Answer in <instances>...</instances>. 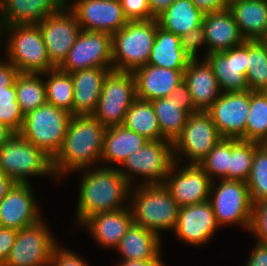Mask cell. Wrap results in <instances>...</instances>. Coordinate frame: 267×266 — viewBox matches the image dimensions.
Listing matches in <instances>:
<instances>
[{"instance_id":"30","label":"cell","mask_w":267,"mask_h":266,"mask_svg":"<svg viewBox=\"0 0 267 266\" xmlns=\"http://www.w3.org/2000/svg\"><path fill=\"white\" fill-rule=\"evenodd\" d=\"M203 17L204 14L191 0H175L156 19L159 27L181 36L202 26Z\"/></svg>"},{"instance_id":"5","label":"cell","mask_w":267,"mask_h":266,"mask_svg":"<svg viewBox=\"0 0 267 266\" xmlns=\"http://www.w3.org/2000/svg\"><path fill=\"white\" fill-rule=\"evenodd\" d=\"M72 115L51 104H44L24 116L19 134L52 160L61 150Z\"/></svg>"},{"instance_id":"18","label":"cell","mask_w":267,"mask_h":266,"mask_svg":"<svg viewBox=\"0 0 267 266\" xmlns=\"http://www.w3.org/2000/svg\"><path fill=\"white\" fill-rule=\"evenodd\" d=\"M176 168L177 163L174 161L163 185L179 207L208 201L212 181L204 170L197 164H186L175 174Z\"/></svg>"},{"instance_id":"13","label":"cell","mask_w":267,"mask_h":266,"mask_svg":"<svg viewBox=\"0 0 267 266\" xmlns=\"http://www.w3.org/2000/svg\"><path fill=\"white\" fill-rule=\"evenodd\" d=\"M90 68H113L111 34L81 30L59 67L67 73Z\"/></svg>"},{"instance_id":"35","label":"cell","mask_w":267,"mask_h":266,"mask_svg":"<svg viewBox=\"0 0 267 266\" xmlns=\"http://www.w3.org/2000/svg\"><path fill=\"white\" fill-rule=\"evenodd\" d=\"M248 90L267 92V44L264 40H248Z\"/></svg>"},{"instance_id":"4","label":"cell","mask_w":267,"mask_h":266,"mask_svg":"<svg viewBox=\"0 0 267 266\" xmlns=\"http://www.w3.org/2000/svg\"><path fill=\"white\" fill-rule=\"evenodd\" d=\"M157 19L128 21L112 35L113 69L134 72L148 64L158 27Z\"/></svg>"},{"instance_id":"33","label":"cell","mask_w":267,"mask_h":266,"mask_svg":"<svg viewBox=\"0 0 267 266\" xmlns=\"http://www.w3.org/2000/svg\"><path fill=\"white\" fill-rule=\"evenodd\" d=\"M158 123L162 137L174 143L181 135L186 125L189 114L180 108V105L171 96L150 101Z\"/></svg>"},{"instance_id":"50","label":"cell","mask_w":267,"mask_h":266,"mask_svg":"<svg viewBox=\"0 0 267 266\" xmlns=\"http://www.w3.org/2000/svg\"><path fill=\"white\" fill-rule=\"evenodd\" d=\"M246 266H267V243L256 242Z\"/></svg>"},{"instance_id":"14","label":"cell","mask_w":267,"mask_h":266,"mask_svg":"<svg viewBox=\"0 0 267 266\" xmlns=\"http://www.w3.org/2000/svg\"><path fill=\"white\" fill-rule=\"evenodd\" d=\"M37 25L42 33L51 64L59 68L82 30L76 15L69 6H64Z\"/></svg>"},{"instance_id":"16","label":"cell","mask_w":267,"mask_h":266,"mask_svg":"<svg viewBox=\"0 0 267 266\" xmlns=\"http://www.w3.org/2000/svg\"><path fill=\"white\" fill-rule=\"evenodd\" d=\"M69 8L85 31L113 35L128 23L119 0H76Z\"/></svg>"},{"instance_id":"34","label":"cell","mask_w":267,"mask_h":266,"mask_svg":"<svg viewBox=\"0 0 267 266\" xmlns=\"http://www.w3.org/2000/svg\"><path fill=\"white\" fill-rule=\"evenodd\" d=\"M42 73L20 72L15 80L17 101L24 116L47 103L46 88Z\"/></svg>"},{"instance_id":"45","label":"cell","mask_w":267,"mask_h":266,"mask_svg":"<svg viewBox=\"0 0 267 266\" xmlns=\"http://www.w3.org/2000/svg\"><path fill=\"white\" fill-rule=\"evenodd\" d=\"M49 266H86V264L83 259L71 251L60 250L57 244L52 251Z\"/></svg>"},{"instance_id":"19","label":"cell","mask_w":267,"mask_h":266,"mask_svg":"<svg viewBox=\"0 0 267 266\" xmlns=\"http://www.w3.org/2000/svg\"><path fill=\"white\" fill-rule=\"evenodd\" d=\"M33 196L30 183H16L0 201V227L19 231L39 222L42 218Z\"/></svg>"},{"instance_id":"27","label":"cell","mask_w":267,"mask_h":266,"mask_svg":"<svg viewBox=\"0 0 267 266\" xmlns=\"http://www.w3.org/2000/svg\"><path fill=\"white\" fill-rule=\"evenodd\" d=\"M228 9L245 40L267 38V0H240Z\"/></svg>"},{"instance_id":"21","label":"cell","mask_w":267,"mask_h":266,"mask_svg":"<svg viewBox=\"0 0 267 266\" xmlns=\"http://www.w3.org/2000/svg\"><path fill=\"white\" fill-rule=\"evenodd\" d=\"M66 0H0V21L4 27L36 25L58 12Z\"/></svg>"},{"instance_id":"54","label":"cell","mask_w":267,"mask_h":266,"mask_svg":"<svg viewBox=\"0 0 267 266\" xmlns=\"http://www.w3.org/2000/svg\"><path fill=\"white\" fill-rule=\"evenodd\" d=\"M14 134L15 132L7 125L0 123V147Z\"/></svg>"},{"instance_id":"8","label":"cell","mask_w":267,"mask_h":266,"mask_svg":"<svg viewBox=\"0 0 267 266\" xmlns=\"http://www.w3.org/2000/svg\"><path fill=\"white\" fill-rule=\"evenodd\" d=\"M136 99L132 72L111 69L104 78L98 105L92 116L105 128L121 126L127 110Z\"/></svg>"},{"instance_id":"1","label":"cell","mask_w":267,"mask_h":266,"mask_svg":"<svg viewBox=\"0 0 267 266\" xmlns=\"http://www.w3.org/2000/svg\"><path fill=\"white\" fill-rule=\"evenodd\" d=\"M105 131L106 128L92 115L72 116L63 146L52 160L54 176L82 171L100 161Z\"/></svg>"},{"instance_id":"39","label":"cell","mask_w":267,"mask_h":266,"mask_svg":"<svg viewBox=\"0 0 267 266\" xmlns=\"http://www.w3.org/2000/svg\"><path fill=\"white\" fill-rule=\"evenodd\" d=\"M253 203L267 199V151L255 142V154L246 181Z\"/></svg>"},{"instance_id":"3","label":"cell","mask_w":267,"mask_h":266,"mask_svg":"<svg viewBox=\"0 0 267 266\" xmlns=\"http://www.w3.org/2000/svg\"><path fill=\"white\" fill-rule=\"evenodd\" d=\"M141 184L130 189L133 223L158 236L161 230H175L180 207L171 193L163 184Z\"/></svg>"},{"instance_id":"44","label":"cell","mask_w":267,"mask_h":266,"mask_svg":"<svg viewBox=\"0 0 267 266\" xmlns=\"http://www.w3.org/2000/svg\"><path fill=\"white\" fill-rule=\"evenodd\" d=\"M206 42L204 27L200 26L180 36V47L190 59H197L198 48Z\"/></svg>"},{"instance_id":"25","label":"cell","mask_w":267,"mask_h":266,"mask_svg":"<svg viewBox=\"0 0 267 266\" xmlns=\"http://www.w3.org/2000/svg\"><path fill=\"white\" fill-rule=\"evenodd\" d=\"M184 81L198 111H207L222 93L213 69L205 59L201 64L198 59H190L184 71Z\"/></svg>"},{"instance_id":"40","label":"cell","mask_w":267,"mask_h":266,"mask_svg":"<svg viewBox=\"0 0 267 266\" xmlns=\"http://www.w3.org/2000/svg\"><path fill=\"white\" fill-rule=\"evenodd\" d=\"M231 156V138H222L210 153L198 164L209 176H218L227 180V170Z\"/></svg>"},{"instance_id":"49","label":"cell","mask_w":267,"mask_h":266,"mask_svg":"<svg viewBox=\"0 0 267 266\" xmlns=\"http://www.w3.org/2000/svg\"><path fill=\"white\" fill-rule=\"evenodd\" d=\"M194 5L203 13H214L228 9L230 4L228 0H191Z\"/></svg>"},{"instance_id":"37","label":"cell","mask_w":267,"mask_h":266,"mask_svg":"<svg viewBox=\"0 0 267 266\" xmlns=\"http://www.w3.org/2000/svg\"><path fill=\"white\" fill-rule=\"evenodd\" d=\"M267 136V92L250 91L245 141L260 143Z\"/></svg>"},{"instance_id":"11","label":"cell","mask_w":267,"mask_h":266,"mask_svg":"<svg viewBox=\"0 0 267 266\" xmlns=\"http://www.w3.org/2000/svg\"><path fill=\"white\" fill-rule=\"evenodd\" d=\"M222 139L207 111H198L188 116L181 135L173 143V157L181 152L189 158V164H199ZM177 155V156H175Z\"/></svg>"},{"instance_id":"57","label":"cell","mask_w":267,"mask_h":266,"mask_svg":"<svg viewBox=\"0 0 267 266\" xmlns=\"http://www.w3.org/2000/svg\"><path fill=\"white\" fill-rule=\"evenodd\" d=\"M240 1V0H228L229 4H232L233 2Z\"/></svg>"},{"instance_id":"42","label":"cell","mask_w":267,"mask_h":266,"mask_svg":"<svg viewBox=\"0 0 267 266\" xmlns=\"http://www.w3.org/2000/svg\"><path fill=\"white\" fill-rule=\"evenodd\" d=\"M249 231L253 232L258 242L267 243V199L253 203Z\"/></svg>"},{"instance_id":"6","label":"cell","mask_w":267,"mask_h":266,"mask_svg":"<svg viewBox=\"0 0 267 266\" xmlns=\"http://www.w3.org/2000/svg\"><path fill=\"white\" fill-rule=\"evenodd\" d=\"M0 172L16 183H29L27 177L54 176L52 159L41 149L15 133L0 147Z\"/></svg>"},{"instance_id":"7","label":"cell","mask_w":267,"mask_h":266,"mask_svg":"<svg viewBox=\"0 0 267 266\" xmlns=\"http://www.w3.org/2000/svg\"><path fill=\"white\" fill-rule=\"evenodd\" d=\"M8 37L9 60L22 73H45L55 67L51 64L39 26L16 25L4 27Z\"/></svg>"},{"instance_id":"52","label":"cell","mask_w":267,"mask_h":266,"mask_svg":"<svg viewBox=\"0 0 267 266\" xmlns=\"http://www.w3.org/2000/svg\"><path fill=\"white\" fill-rule=\"evenodd\" d=\"M175 0H149L151 13L157 17L167 9Z\"/></svg>"},{"instance_id":"32","label":"cell","mask_w":267,"mask_h":266,"mask_svg":"<svg viewBox=\"0 0 267 266\" xmlns=\"http://www.w3.org/2000/svg\"><path fill=\"white\" fill-rule=\"evenodd\" d=\"M123 126L149 141L165 140L150 101L137 98L127 110Z\"/></svg>"},{"instance_id":"10","label":"cell","mask_w":267,"mask_h":266,"mask_svg":"<svg viewBox=\"0 0 267 266\" xmlns=\"http://www.w3.org/2000/svg\"><path fill=\"white\" fill-rule=\"evenodd\" d=\"M173 153V143L170 141H148L123 161L121 166H125L127 171L123 168L118 170L130 186L132 185V176H134L131 173L147 177L144 178V184H163L174 163Z\"/></svg>"},{"instance_id":"41","label":"cell","mask_w":267,"mask_h":266,"mask_svg":"<svg viewBox=\"0 0 267 266\" xmlns=\"http://www.w3.org/2000/svg\"><path fill=\"white\" fill-rule=\"evenodd\" d=\"M0 123L7 125L15 133H19L24 123L17 101L15 83L7 88H0Z\"/></svg>"},{"instance_id":"55","label":"cell","mask_w":267,"mask_h":266,"mask_svg":"<svg viewBox=\"0 0 267 266\" xmlns=\"http://www.w3.org/2000/svg\"><path fill=\"white\" fill-rule=\"evenodd\" d=\"M259 144L267 151V136Z\"/></svg>"},{"instance_id":"17","label":"cell","mask_w":267,"mask_h":266,"mask_svg":"<svg viewBox=\"0 0 267 266\" xmlns=\"http://www.w3.org/2000/svg\"><path fill=\"white\" fill-rule=\"evenodd\" d=\"M221 92L234 93L248 90V40L222 52L206 55Z\"/></svg>"},{"instance_id":"22","label":"cell","mask_w":267,"mask_h":266,"mask_svg":"<svg viewBox=\"0 0 267 266\" xmlns=\"http://www.w3.org/2000/svg\"><path fill=\"white\" fill-rule=\"evenodd\" d=\"M185 70H171L151 64L137 68L132 72L136 84V96L151 101L168 97L184 80Z\"/></svg>"},{"instance_id":"9","label":"cell","mask_w":267,"mask_h":266,"mask_svg":"<svg viewBox=\"0 0 267 266\" xmlns=\"http://www.w3.org/2000/svg\"><path fill=\"white\" fill-rule=\"evenodd\" d=\"M211 182L209 201L212 205L218 226L242 224L250 229L252 221L253 202L246 182L222 179L215 189ZM214 187V189H213ZM215 192L212 198V193Z\"/></svg>"},{"instance_id":"48","label":"cell","mask_w":267,"mask_h":266,"mask_svg":"<svg viewBox=\"0 0 267 266\" xmlns=\"http://www.w3.org/2000/svg\"><path fill=\"white\" fill-rule=\"evenodd\" d=\"M19 70L8 60H0V88H7L15 83Z\"/></svg>"},{"instance_id":"29","label":"cell","mask_w":267,"mask_h":266,"mask_svg":"<svg viewBox=\"0 0 267 266\" xmlns=\"http://www.w3.org/2000/svg\"><path fill=\"white\" fill-rule=\"evenodd\" d=\"M149 140L123 125L106 128L101 162L119 163L142 148Z\"/></svg>"},{"instance_id":"51","label":"cell","mask_w":267,"mask_h":266,"mask_svg":"<svg viewBox=\"0 0 267 266\" xmlns=\"http://www.w3.org/2000/svg\"><path fill=\"white\" fill-rule=\"evenodd\" d=\"M162 259L123 260L118 266H165Z\"/></svg>"},{"instance_id":"47","label":"cell","mask_w":267,"mask_h":266,"mask_svg":"<svg viewBox=\"0 0 267 266\" xmlns=\"http://www.w3.org/2000/svg\"><path fill=\"white\" fill-rule=\"evenodd\" d=\"M17 232L14 229L0 227V266H3L9 255L17 238Z\"/></svg>"},{"instance_id":"31","label":"cell","mask_w":267,"mask_h":266,"mask_svg":"<svg viewBox=\"0 0 267 266\" xmlns=\"http://www.w3.org/2000/svg\"><path fill=\"white\" fill-rule=\"evenodd\" d=\"M189 61L190 58L180 47V36L158 26L148 64L171 70H185Z\"/></svg>"},{"instance_id":"28","label":"cell","mask_w":267,"mask_h":266,"mask_svg":"<svg viewBox=\"0 0 267 266\" xmlns=\"http://www.w3.org/2000/svg\"><path fill=\"white\" fill-rule=\"evenodd\" d=\"M160 245V236L132 223L116 248L123 260H150L161 259Z\"/></svg>"},{"instance_id":"53","label":"cell","mask_w":267,"mask_h":266,"mask_svg":"<svg viewBox=\"0 0 267 266\" xmlns=\"http://www.w3.org/2000/svg\"><path fill=\"white\" fill-rule=\"evenodd\" d=\"M16 182L3 172H0V201L7 195L13 188Z\"/></svg>"},{"instance_id":"26","label":"cell","mask_w":267,"mask_h":266,"mask_svg":"<svg viewBox=\"0 0 267 266\" xmlns=\"http://www.w3.org/2000/svg\"><path fill=\"white\" fill-rule=\"evenodd\" d=\"M133 223L130 207L100 212L88 217L83 223L99 245L117 247ZM88 226V227H87Z\"/></svg>"},{"instance_id":"15","label":"cell","mask_w":267,"mask_h":266,"mask_svg":"<svg viewBox=\"0 0 267 266\" xmlns=\"http://www.w3.org/2000/svg\"><path fill=\"white\" fill-rule=\"evenodd\" d=\"M250 106V91L224 93L207 110L222 138L245 141V125Z\"/></svg>"},{"instance_id":"20","label":"cell","mask_w":267,"mask_h":266,"mask_svg":"<svg viewBox=\"0 0 267 266\" xmlns=\"http://www.w3.org/2000/svg\"><path fill=\"white\" fill-rule=\"evenodd\" d=\"M210 201L180 207L176 236L187 244L200 245L207 242L218 228Z\"/></svg>"},{"instance_id":"2","label":"cell","mask_w":267,"mask_h":266,"mask_svg":"<svg viewBox=\"0 0 267 266\" xmlns=\"http://www.w3.org/2000/svg\"><path fill=\"white\" fill-rule=\"evenodd\" d=\"M92 171V172H91ZM87 170L79 187L77 220L82 223L91 215L125 208L131 186L118 168L103 166Z\"/></svg>"},{"instance_id":"24","label":"cell","mask_w":267,"mask_h":266,"mask_svg":"<svg viewBox=\"0 0 267 266\" xmlns=\"http://www.w3.org/2000/svg\"><path fill=\"white\" fill-rule=\"evenodd\" d=\"M202 26L209 48L206 55L229 50L245 41L229 9L204 14Z\"/></svg>"},{"instance_id":"36","label":"cell","mask_w":267,"mask_h":266,"mask_svg":"<svg viewBox=\"0 0 267 266\" xmlns=\"http://www.w3.org/2000/svg\"><path fill=\"white\" fill-rule=\"evenodd\" d=\"M42 74L51 75L48 81L44 82L47 103L72 115L73 81L71 74L63 72L59 68H54Z\"/></svg>"},{"instance_id":"56","label":"cell","mask_w":267,"mask_h":266,"mask_svg":"<svg viewBox=\"0 0 267 266\" xmlns=\"http://www.w3.org/2000/svg\"><path fill=\"white\" fill-rule=\"evenodd\" d=\"M5 30H4V26L2 25V23H1V21H0V35L4 32ZM2 32V33H1ZM1 37V36H0ZM1 41V40H0ZM1 43V42H0ZM0 60H2L1 58H0Z\"/></svg>"},{"instance_id":"38","label":"cell","mask_w":267,"mask_h":266,"mask_svg":"<svg viewBox=\"0 0 267 266\" xmlns=\"http://www.w3.org/2000/svg\"><path fill=\"white\" fill-rule=\"evenodd\" d=\"M255 154V142L231 138V156L227 180L246 182Z\"/></svg>"},{"instance_id":"46","label":"cell","mask_w":267,"mask_h":266,"mask_svg":"<svg viewBox=\"0 0 267 266\" xmlns=\"http://www.w3.org/2000/svg\"><path fill=\"white\" fill-rule=\"evenodd\" d=\"M172 98L180 105V108L185 110L189 115L198 112L195 108L191 93L189 91L187 83L183 80L178 86L170 93Z\"/></svg>"},{"instance_id":"23","label":"cell","mask_w":267,"mask_h":266,"mask_svg":"<svg viewBox=\"0 0 267 266\" xmlns=\"http://www.w3.org/2000/svg\"><path fill=\"white\" fill-rule=\"evenodd\" d=\"M111 69L113 68H90L70 73L73 81L72 116L95 113L104 78Z\"/></svg>"},{"instance_id":"12","label":"cell","mask_w":267,"mask_h":266,"mask_svg":"<svg viewBox=\"0 0 267 266\" xmlns=\"http://www.w3.org/2000/svg\"><path fill=\"white\" fill-rule=\"evenodd\" d=\"M53 238L42 220L20 229L3 266H49L57 245Z\"/></svg>"},{"instance_id":"43","label":"cell","mask_w":267,"mask_h":266,"mask_svg":"<svg viewBox=\"0 0 267 266\" xmlns=\"http://www.w3.org/2000/svg\"><path fill=\"white\" fill-rule=\"evenodd\" d=\"M128 21L151 20L156 17L151 13L149 0H119Z\"/></svg>"}]
</instances>
